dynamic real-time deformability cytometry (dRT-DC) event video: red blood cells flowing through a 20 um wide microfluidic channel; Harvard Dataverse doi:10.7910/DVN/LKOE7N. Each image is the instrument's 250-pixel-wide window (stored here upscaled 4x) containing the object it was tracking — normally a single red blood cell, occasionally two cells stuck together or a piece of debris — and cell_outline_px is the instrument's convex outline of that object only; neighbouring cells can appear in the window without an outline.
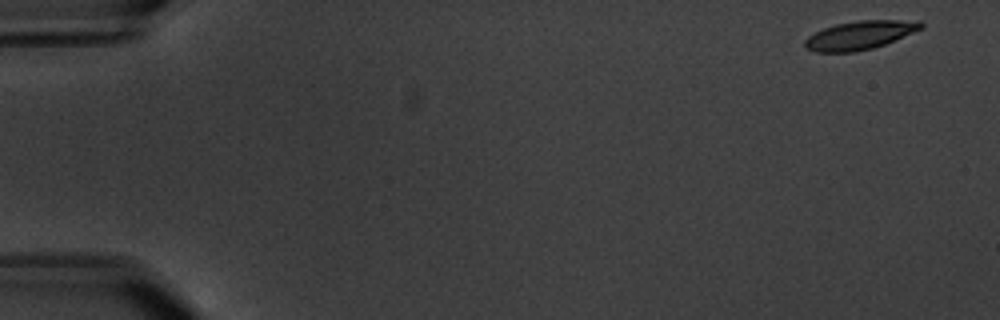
{"species": "common noctule bat (a hibernating species)", "species_latin": "Nyctalus noctula", "temperature_condition": "warm", "stored_images_in_passage": 10, "camera_frame_rate_fps": 3000, "um_per_image_px": 0.085, "animal": {"sex": "male", "body_mass_g": 20.1, "forearm_length_mm": 53.5}, "frame": {"image": 1, "passage_image": 1, "time_ms": 0.0, "image_size_px": [1000, 320], "cell_outline_px": [[924, 28], [884, 44], [872, 48], [856, 52], [816, 52], [808, 48], [804, 44], [804, 40], [808, 36], [824, 28], [836, 24], [860, 20], [920, 20], [924, 24]], "centroid_in_image_um": [73.12, 2.98], "position_along_channel_um": 11.9, "area_um2": 19.25}}
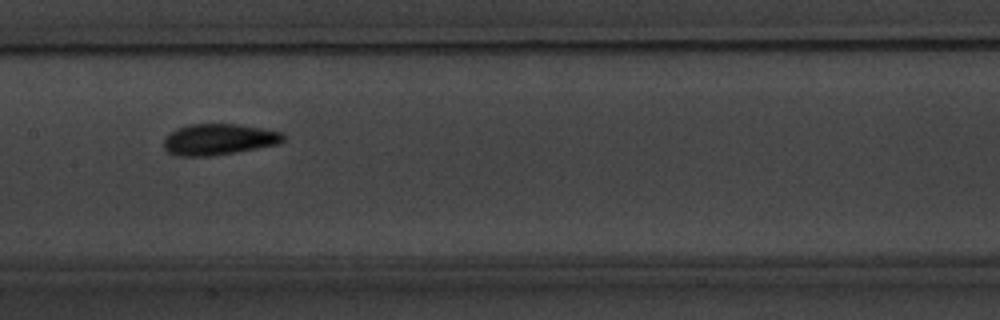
{"frame": {"image": 2, "passage_image": 9, "time_ms": 9.333, "image_size_px": [1000, 320], "cell_outline_px": [[284, 140], [276, 144], [256, 148], [212, 156], [176, 156], [168, 152], [164, 148], [164, 140], [176, 128], [192, 124], [236, 124], [284, 132]], "centroid_in_image_um": [18.58, 11.85], "position_along_channel_um": 188.8, "area_um2": 21.44}}
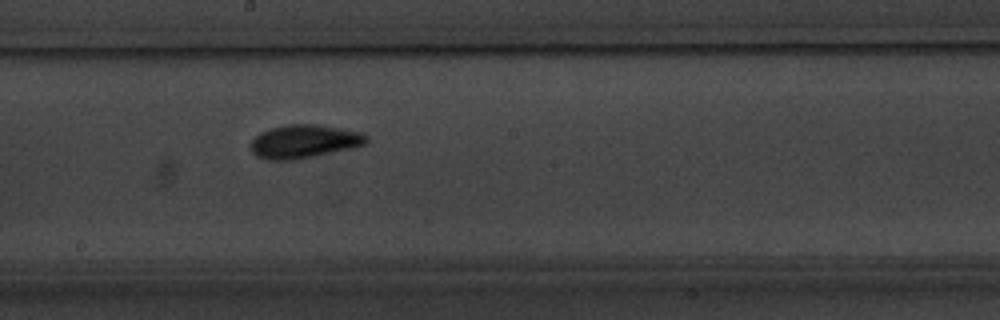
{"frame": {"image": 3, "passage_image": 10, "time_ms": 10.333, "image_size_px": [1000, 320], "cell_outline_px": [[368, 140], [364, 144], [352, 148], [300, 160], [264, 160], [256, 156], [252, 152], [252, 140], [260, 132], [272, 128], [288, 124], [320, 124], [364, 132], [368, 136]], "centroid_in_image_um": [25.88, 12.03], "position_along_channel_um": 222.3, "area_um2": 22.89}}